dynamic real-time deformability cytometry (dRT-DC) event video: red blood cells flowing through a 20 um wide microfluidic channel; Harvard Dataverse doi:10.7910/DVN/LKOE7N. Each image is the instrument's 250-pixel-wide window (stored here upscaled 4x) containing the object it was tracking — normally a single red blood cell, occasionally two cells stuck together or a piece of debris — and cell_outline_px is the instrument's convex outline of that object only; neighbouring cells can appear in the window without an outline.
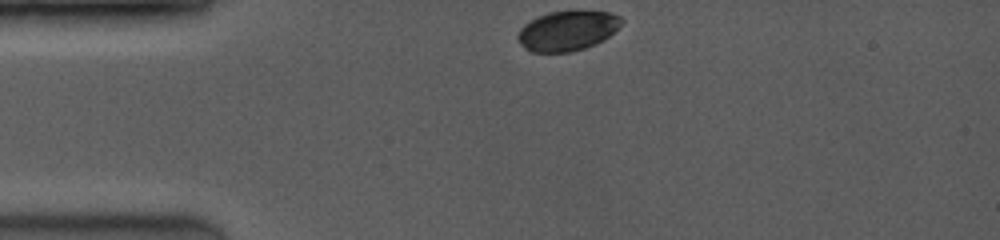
{"species": "common noctule bat (a hibernating species)", "species_latin": "Nyctalus noctula", "temperature_condition": "room temperature", "stored_images_in_passage": 9, "camera_frame_rate_fps": 3500, "um_per_image_px": 0.085, "animal": {"sex": "female", "body_mass_g": 19.0, "forearm_length_mm": 53.3}, "frame": {"image": 1, "passage_image": 1, "time_ms": 0.0, "image_size_px": [1000, 240], "cell_outline_px": [[624, 20], [608, 36], [584, 48], [568, 52], [532, 52], [524, 48], [516, 40], [516, 36], [520, 28], [528, 20], [536, 16], [548, 12], [608, 12], [620, 16]], "centroid_in_image_um": [48.13, 2.62], "position_along_channel_um": 36.9, "area_um2": 23.76}}